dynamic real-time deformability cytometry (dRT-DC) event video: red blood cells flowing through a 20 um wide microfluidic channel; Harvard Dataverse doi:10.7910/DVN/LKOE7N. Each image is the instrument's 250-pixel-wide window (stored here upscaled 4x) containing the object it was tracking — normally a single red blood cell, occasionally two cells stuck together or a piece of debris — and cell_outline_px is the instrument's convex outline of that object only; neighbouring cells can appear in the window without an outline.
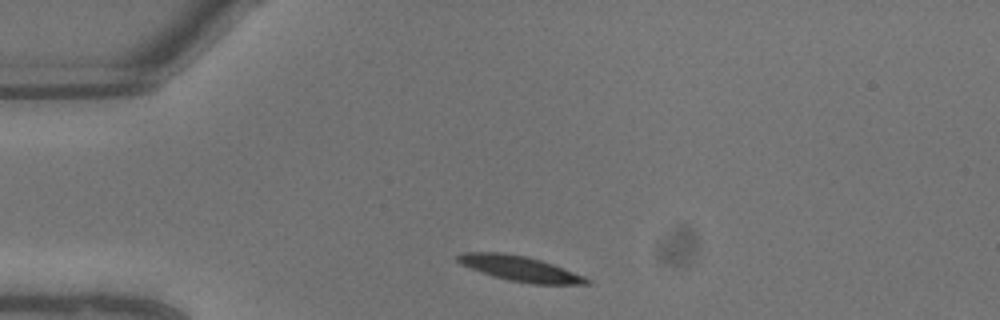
{"species": "common noctule bat (a hibernating species)", "species_latin": "Nyctalus noctula", "temperature_condition": "warm", "stored_images_in_passage": 5, "camera_frame_rate_fps": 3000, "um_per_image_px": 0.085, "animal": {"sex": "male", "body_mass_g": 13.3}, "frame": {"image": 1, "passage_image": 1, "time_ms": 0.0, "image_size_px": [1000, 320], "cell_outline_px": [[592, 280], [588, 284], [532, 284], [508, 280], [460, 264], [456, 260], [456, 256], [464, 252], [504, 252], [524, 256], [540, 260], [564, 268], [584, 276]], "centroid_in_image_um": [44.22, 22.82], "position_along_channel_um": 40.8, "area_um2": 18.67}}
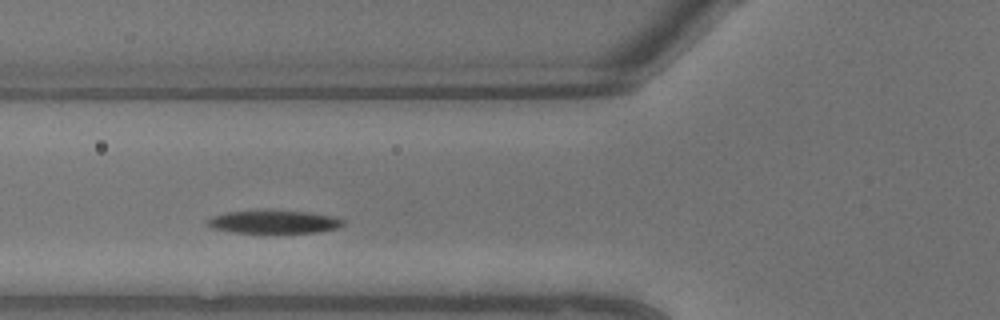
{"frame": {"image": 2, "passage_image": 4, "time_ms": 1.0, "image_size_px": [1000, 320], "cell_outline_px": [[344, 224], [336, 228], [320, 232], [232, 232], [212, 228], [204, 224], [204, 220], [212, 216], [224, 212], [308, 212], [336, 216], [344, 220]], "centroid_in_image_um": [23.25, 18.87], "position_along_channel_um": 102.6, "area_um2": 17.74}}
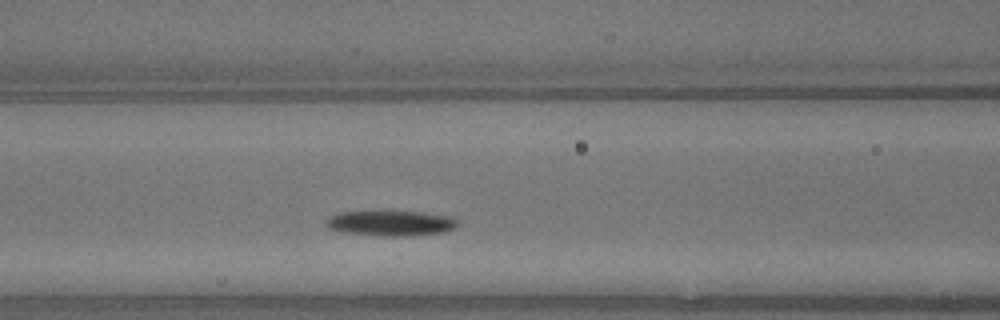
{"frame": {"image": 3, "passage_image": 5, "time_ms": 1.333, "image_size_px": [1000, 320], "cell_outline_px": [[456, 224], [452, 228], [440, 232], [404, 236], [384, 236], [340, 232], [328, 228], [324, 224], [324, 220], [340, 212], [420, 212], [456, 216]], "centroid_in_image_um": [33.16, 18.97], "position_along_channel_um": 133.4, "area_um2": 19.13}}